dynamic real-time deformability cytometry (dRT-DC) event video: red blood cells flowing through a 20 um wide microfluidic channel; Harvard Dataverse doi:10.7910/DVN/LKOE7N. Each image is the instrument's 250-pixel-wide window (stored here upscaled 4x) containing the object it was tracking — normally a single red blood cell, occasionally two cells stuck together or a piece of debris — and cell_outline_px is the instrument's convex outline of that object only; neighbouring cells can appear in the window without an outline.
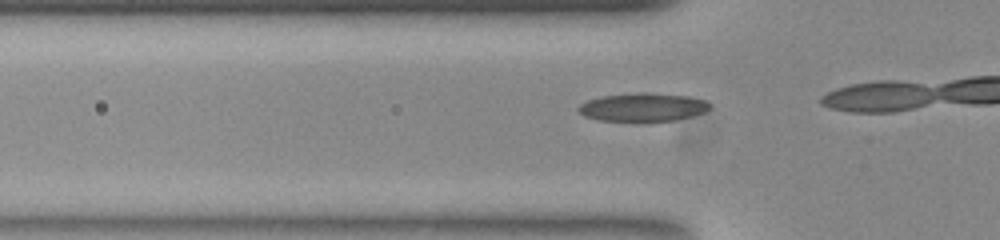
{"species": "common noctule bat (a hibernating species)", "species_latin": "Nyctalus noctula", "temperature_condition": "room temperature", "stored_images_in_passage": 16, "camera_frame_rate_fps": 3000, "um_per_image_px": 0.085, "animal": {"sex": "female", "body_mass_g": 23.0, "forearm_length_mm": 53.4}, "frame": {"image": 1, "passage_image": 13, "time_ms": 4.0, "image_size_px": [1000, 240], "cell_outline_px": [[708, 108], [704, 112], [692, 116], [672, 120], [600, 120], [584, 116], [576, 108], [580, 104], [588, 100], [604, 96], [636, 92], [648, 92], [684, 96], [704, 100], [708, 104]], "centroid_in_image_um": [54.59, 9.09], "position_along_channel_um": 71.2, "area_um2": 21.1}}